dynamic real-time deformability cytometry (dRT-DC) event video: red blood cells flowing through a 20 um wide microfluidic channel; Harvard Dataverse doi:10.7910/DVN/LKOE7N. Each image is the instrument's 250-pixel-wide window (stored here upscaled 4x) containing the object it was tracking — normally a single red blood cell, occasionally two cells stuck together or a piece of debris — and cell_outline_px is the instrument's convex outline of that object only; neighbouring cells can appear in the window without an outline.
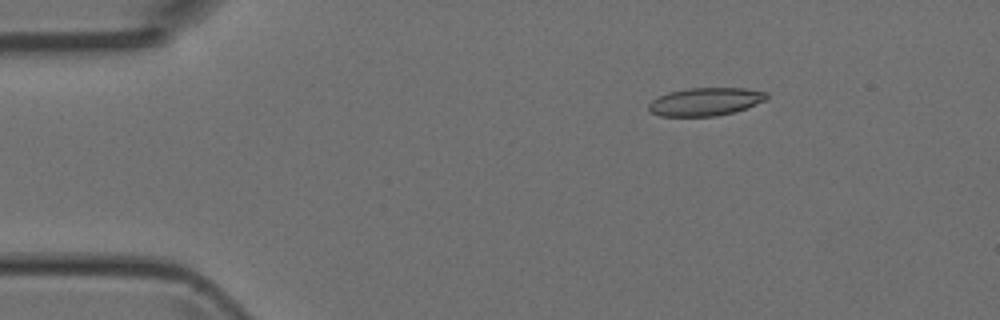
{"species": "Egyptian fruit bat (a non-hibernating species)", "species_latin": "Rousettus aegyptiacus", "temperature_condition": "room temperature", "stored_images_in_passage": 4, "camera_frame_rate_fps": 3000, "um_per_image_px": 0.085, "animal": {"sex": "female"}, "frame": {"image": 1, "passage_image": 2, "time_ms": 1.333, "image_size_px": [1000, 320], "cell_outline_px": [[768, 96], [764, 100], [736, 112], [716, 116], [660, 116], [652, 112], [648, 108], [648, 104], [652, 100], [668, 92], [688, 88], [744, 88], [768, 92]], "centroid_in_image_um": [59.96, 8.64], "position_along_channel_um": 25.0, "area_um2": 19.19}}